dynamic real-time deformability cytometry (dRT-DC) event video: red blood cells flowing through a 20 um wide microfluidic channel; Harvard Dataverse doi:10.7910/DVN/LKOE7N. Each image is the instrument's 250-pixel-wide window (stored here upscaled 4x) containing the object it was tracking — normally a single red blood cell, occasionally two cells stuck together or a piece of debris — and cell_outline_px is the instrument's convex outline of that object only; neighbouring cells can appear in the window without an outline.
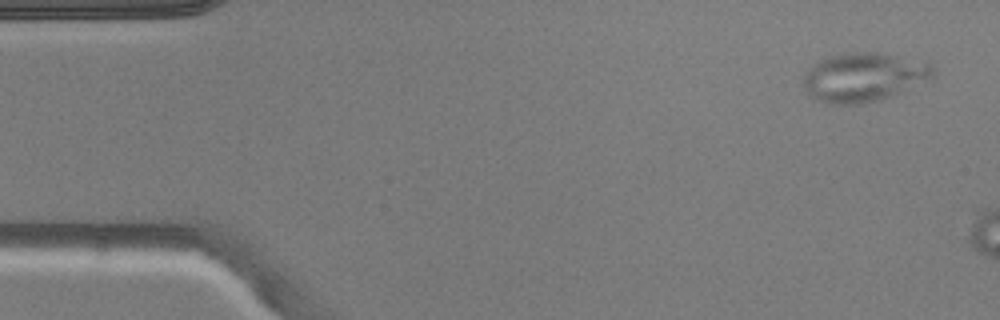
{"species": "common noctule bat (a hibernating species)", "species_latin": "Nyctalus noctula", "temperature_condition": "warm", "stored_images_in_passage": 3, "camera_frame_rate_fps": 3000, "um_per_image_px": 0.085, "animal": {"sex": "male", "body_mass_g": 20.5, "forearm_length_mm": 52.5}, "frame": {"image": 1, "passage_image": 1, "time_ms": 0.0, "image_size_px": [1000, 320], "cell_outline_px": [[936, 68], [932, 76], [892, 96], [880, 100], [860, 104], [828, 104], [808, 96], [804, 84], [804, 76], [808, 68], [820, 60], [828, 56], [848, 52], [880, 52], [928, 60]], "centroid_in_image_um": [73.43, 6.53], "position_along_channel_um": 11.6, "area_um2": 37.34}}